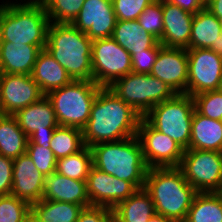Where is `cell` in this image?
I'll return each instance as SVG.
<instances>
[{"label":"cell","instance_id":"cell-23","mask_svg":"<svg viewBox=\"0 0 222 222\" xmlns=\"http://www.w3.org/2000/svg\"><path fill=\"white\" fill-rule=\"evenodd\" d=\"M188 149L222 152V121L205 117L194 110Z\"/></svg>","mask_w":222,"mask_h":222},{"label":"cell","instance_id":"cell-35","mask_svg":"<svg viewBox=\"0 0 222 222\" xmlns=\"http://www.w3.org/2000/svg\"><path fill=\"white\" fill-rule=\"evenodd\" d=\"M137 20L141 27L159 41L162 38L164 26L162 0H155L148 5Z\"/></svg>","mask_w":222,"mask_h":222},{"label":"cell","instance_id":"cell-39","mask_svg":"<svg viewBox=\"0 0 222 222\" xmlns=\"http://www.w3.org/2000/svg\"><path fill=\"white\" fill-rule=\"evenodd\" d=\"M77 222H114L113 210L104 206L84 207Z\"/></svg>","mask_w":222,"mask_h":222},{"label":"cell","instance_id":"cell-7","mask_svg":"<svg viewBox=\"0 0 222 222\" xmlns=\"http://www.w3.org/2000/svg\"><path fill=\"white\" fill-rule=\"evenodd\" d=\"M194 110L192 96L176 94L173 98L155 105L143 118L186 150L189 148Z\"/></svg>","mask_w":222,"mask_h":222},{"label":"cell","instance_id":"cell-49","mask_svg":"<svg viewBox=\"0 0 222 222\" xmlns=\"http://www.w3.org/2000/svg\"><path fill=\"white\" fill-rule=\"evenodd\" d=\"M2 115H3V112L0 110V118H1Z\"/></svg>","mask_w":222,"mask_h":222},{"label":"cell","instance_id":"cell-26","mask_svg":"<svg viewBox=\"0 0 222 222\" xmlns=\"http://www.w3.org/2000/svg\"><path fill=\"white\" fill-rule=\"evenodd\" d=\"M155 214L152 198L144 188L113 209L114 222H148Z\"/></svg>","mask_w":222,"mask_h":222},{"label":"cell","instance_id":"cell-4","mask_svg":"<svg viewBox=\"0 0 222 222\" xmlns=\"http://www.w3.org/2000/svg\"><path fill=\"white\" fill-rule=\"evenodd\" d=\"M72 80H92V40L71 23H50L45 48Z\"/></svg>","mask_w":222,"mask_h":222},{"label":"cell","instance_id":"cell-48","mask_svg":"<svg viewBox=\"0 0 222 222\" xmlns=\"http://www.w3.org/2000/svg\"><path fill=\"white\" fill-rule=\"evenodd\" d=\"M205 4L209 1V0H202Z\"/></svg>","mask_w":222,"mask_h":222},{"label":"cell","instance_id":"cell-22","mask_svg":"<svg viewBox=\"0 0 222 222\" xmlns=\"http://www.w3.org/2000/svg\"><path fill=\"white\" fill-rule=\"evenodd\" d=\"M31 77L44 95L72 81L66 70L46 49H42L38 54Z\"/></svg>","mask_w":222,"mask_h":222},{"label":"cell","instance_id":"cell-30","mask_svg":"<svg viewBox=\"0 0 222 222\" xmlns=\"http://www.w3.org/2000/svg\"><path fill=\"white\" fill-rule=\"evenodd\" d=\"M92 165L91 148L85 145L80 151L58 159L55 172L71 179L86 181Z\"/></svg>","mask_w":222,"mask_h":222},{"label":"cell","instance_id":"cell-21","mask_svg":"<svg viewBox=\"0 0 222 222\" xmlns=\"http://www.w3.org/2000/svg\"><path fill=\"white\" fill-rule=\"evenodd\" d=\"M40 51L36 45L0 41V73L31 75Z\"/></svg>","mask_w":222,"mask_h":222},{"label":"cell","instance_id":"cell-33","mask_svg":"<svg viewBox=\"0 0 222 222\" xmlns=\"http://www.w3.org/2000/svg\"><path fill=\"white\" fill-rule=\"evenodd\" d=\"M195 110L208 118L222 121V92L206 91L193 96Z\"/></svg>","mask_w":222,"mask_h":222},{"label":"cell","instance_id":"cell-47","mask_svg":"<svg viewBox=\"0 0 222 222\" xmlns=\"http://www.w3.org/2000/svg\"><path fill=\"white\" fill-rule=\"evenodd\" d=\"M218 90L222 92V76H221V79H220Z\"/></svg>","mask_w":222,"mask_h":222},{"label":"cell","instance_id":"cell-41","mask_svg":"<svg viewBox=\"0 0 222 222\" xmlns=\"http://www.w3.org/2000/svg\"><path fill=\"white\" fill-rule=\"evenodd\" d=\"M169 3L176 5L186 12L195 14L205 8V3L202 0H166Z\"/></svg>","mask_w":222,"mask_h":222},{"label":"cell","instance_id":"cell-5","mask_svg":"<svg viewBox=\"0 0 222 222\" xmlns=\"http://www.w3.org/2000/svg\"><path fill=\"white\" fill-rule=\"evenodd\" d=\"M50 24L46 10L37 1L0 5V38L11 43L46 48Z\"/></svg>","mask_w":222,"mask_h":222},{"label":"cell","instance_id":"cell-10","mask_svg":"<svg viewBox=\"0 0 222 222\" xmlns=\"http://www.w3.org/2000/svg\"><path fill=\"white\" fill-rule=\"evenodd\" d=\"M179 168L197 192H222V152L186 149Z\"/></svg>","mask_w":222,"mask_h":222},{"label":"cell","instance_id":"cell-9","mask_svg":"<svg viewBox=\"0 0 222 222\" xmlns=\"http://www.w3.org/2000/svg\"><path fill=\"white\" fill-rule=\"evenodd\" d=\"M92 80L109 87L132 72V58L112 37L92 40Z\"/></svg>","mask_w":222,"mask_h":222},{"label":"cell","instance_id":"cell-16","mask_svg":"<svg viewBox=\"0 0 222 222\" xmlns=\"http://www.w3.org/2000/svg\"><path fill=\"white\" fill-rule=\"evenodd\" d=\"M150 75L160 79L177 94H187V49L162 46Z\"/></svg>","mask_w":222,"mask_h":222},{"label":"cell","instance_id":"cell-8","mask_svg":"<svg viewBox=\"0 0 222 222\" xmlns=\"http://www.w3.org/2000/svg\"><path fill=\"white\" fill-rule=\"evenodd\" d=\"M113 93L144 117L155 105L173 98L177 93L160 79L131 72L108 87Z\"/></svg>","mask_w":222,"mask_h":222},{"label":"cell","instance_id":"cell-2","mask_svg":"<svg viewBox=\"0 0 222 222\" xmlns=\"http://www.w3.org/2000/svg\"><path fill=\"white\" fill-rule=\"evenodd\" d=\"M144 189L152 198L155 213L173 222H185L198 193L179 167L149 168Z\"/></svg>","mask_w":222,"mask_h":222},{"label":"cell","instance_id":"cell-38","mask_svg":"<svg viewBox=\"0 0 222 222\" xmlns=\"http://www.w3.org/2000/svg\"><path fill=\"white\" fill-rule=\"evenodd\" d=\"M161 47L158 41L152 48L132 54V72L150 74Z\"/></svg>","mask_w":222,"mask_h":222},{"label":"cell","instance_id":"cell-44","mask_svg":"<svg viewBox=\"0 0 222 222\" xmlns=\"http://www.w3.org/2000/svg\"><path fill=\"white\" fill-rule=\"evenodd\" d=\"M210 49L222 57V34L220 35V39L216 41V45H212Z\"/></svg>","mask_w":222,"mask_h":222},{"label":"cell","instance_id":"cell-12","mask_svg":"<svg viewBox=\"0 0 222 222\" xmlns=\"http://www.w3.org/2000/svg\"><path fill=\"white\" fill-rule=\"evenodd\" d=\"M187 94L218 90L222 76V57L211 49H187Z\"/></svg>","mask_w":222,"mask_h":222},{"label":"cell","instance_id":"cell-37","mask_svg":"<svg viewBox=\"0 0 222 222\" xmlns=\"http://www.w3.org/2000/svg\"><path fill=\"white\" fill-rule=\"evenodd\" d=\"M155 0H112L117 20H137L139 15Z\"/></svg>","mask_w":222,"mask_h":222},{"label":"cell","instance_id":"cell-24","mask_svg":"<svg viewBox=\"0 0 222 222\" xmlns=\"http://www.w3.org/2000/svg\"><path fill=\"white\" fill-rule=\"evenodd\" d=\"M112 38L130 55L150 49L158 42L140 26L138 20H117Z\"/></svg>","mask_w":222,"mask_h":222},{"label":"cell","instance_id":"cell-20","mask_svg":"<svg viewBox=\"0 0 222 222\" xmlns=\"http://www.w3.org/2000/svg\"><path fill=\"white\" fill-rule=\"evenodd\" d=\"M13 116L27 137L34 132H54L58 126L52 103L46 95Z\"/></svg>","mask_w":222,"mask_h":222},{"label":"cell","instance_id":"cell-11","mask_svg":"<svg viewBox=\"0 0 222 222\" xmlns=\"http://www.w3.org/2000/svg\"><path fill=\"white\" fill-rule=\"evenodd\" d=\"M137 136L149 168L180 166L185 150L172 138L153 128L143 117L139 122Z\"/></svg>","mask_w":222,"mask_h":222},{"label":"cell","instance_id":"cell-43","mask_svg":"<svg viewBox=\"0 0 222 222\" xmlns=\"http://www.w3.org/2000/svg\"><path fill=\"white\" fill-rule=\"evenodd\" d=\"M205 8L222 21V0H209L205 4Z\"/></svg>","mask_w":222,"mask_h":222},{"label":"cell","instance_id":"cell-46","mask_svg":"<svg viewBox=\"0 0 222 222\" xmlns=\"http://www.w3.org/2000/svg\"><path fill=\"white\" fill-rule=\"evenodd\" d=\"M148 222H173L167 217L155 214L152 218L148 220Z\"/></svg>","mask_w":222,"mask_h":222},{"label":"cell","instance_id":"cell-31","mask_svg":"<svg viewBox=\"0 0 222 222\" xmlns=\"http://www.w3.org/2000/svg\"><path fill=\"white\" fill-rule=\"evenodd\" d=\"M50 143V149L57 160L76 153L85 146L81 129L60 125L55 128Z\"/></svg>","mask_w":222,"mask_h":222},{"label":"cell","instance_id":"cell-27","mask_svg":"<svg viewBox=\"0 0 222 222\" xmlns=\"http://www.w3.org/2000/svg\"><path fill=\"white\" fill-rule=\"evenodd\" d=\"M28 137L13 115L3 114L0 118V155L16 159L26 154Z\"/></svg>","mask_w":222,"mask_h":222},{"label":"cell","instance_id":"cell-15","mask_svg":"<svg viewBox=\"0 0 222 222\" xmlns=\"http://www.w3.org/2000/svg\"><path fill=\"white\" fill-rule=\"evenodd\" d=\"M116 22L112 0H85L71 24L95 40L112 37Z\"/></svg>","mask_w":222,"mask_h":222},{"label":"cell","instance_id":"cell-32","mask_svg":"<svg viewBox=\"0 0 222 222\" xmlns=\"http://www.w3.org/2000/svg\"><path fill=\"white\" fill-rule=\"evenodd\" d=\"M53 23H72L85 0H37ZM54 21H53V20Z\"/></svg>","mask_w":222,"mask_h":222},{"label":"cell","instance_id":"cell-17","mask_svg":"<svg viewBox=\"0 0 222 222\" xmlns=\"http://www.w3.org/2000/svg\"><path fill=\"white\" fill-rule=\"evenodd\" d=\"M45 176L36 168L32 159L21 155L13 159V183L11 195L29 203L42 199Z\"/></svg>","mask_w":222,"mask_h":222},{"label":"cell","instance_id":"cell-29","mask_svg":"<svg viewBox=\"0 0 222 222\" xmlns=\"http://www.w3.org/2000/svg\"><path fill=\"white\" fill-rule=\"evenodd\" d=\"M81 205L41 199L31 205V210L42 222H77Z\"/></svg>","mask_w":222,"mask_h":222},{"label":"cell","instance_id":"cell-6","mask_svg":"<svg viewBox=\"0 0 222 222\" xmlns=\"http://www.w3.org/2000/svg\"><path fill=\"white\" fill-rule=\"evenodd\" d=\"M93 80H72L49 92L55 116L60 126L83 129L90 118L91 106L101 89Z\"/></svg>","mask_w":222,"mask_h":222},{"label":"cell","instance_id":"cell-3","mask_svg":"<svg viewBox=\"0 0 222 222\" xmlns=\"http://www.w3.org/2000/svg\"><path fill=\"white\" fill-rule=\"evenodd\" d=\"M92 164L97 169L131 182L138 190L145 186L147 166L138 136L90 147Z\"/></svg>","mask_w":222,"mask_h":222},{"label":"cell","instance_id":"cell-19","mask_svg":"<svg viewBox=\"0 0 222 222\" xmlns=\"http://www.w3.org/2000/svg\"><path fill=\"white\" fill-rule=\"evenodd\" d=\"M42 199L91 206L86 181L68 178L57 172L45 176Z\"/></svg>","mask_w":222,"mask_h":222},{"label":"cell","instance_id":"cell-1","mask_svg":"<svg viewBox=\"0 0 222 222\" xmlns=\"http://www.w3.org/2000/svg\"><path fill=\"white\" fill-rule=\"evenodd\" d=\"M141 118L108 87H102L92 103L90 118L82 129L84 144L91 147L136 136Z\"/></svg>","mask_w":222,"mask_h":222},{"label":"cell","instance_id":"cell-36","mask_svg":"<svg viewBox=\"0 0 222 222\" xmlns=\"http://www.w3.org/2000/svg\"><path fill=\"white\" fill-rule=\"evenodd\" d=\"M26 154L44 176H49L55 172L57 159L50 148L35 143H27Z\"/></svg>","mask_w":222,"mask_h":222},{"label":"cell","instance_id":"cell-34","mask_svg":"<svg viewBox=\"0 0 222 222\" xmlns=\"http://www.w3.org/2000/svg\"><path fill=\"white\" fill-rule=\"evenodd\" d=\"M31 205L11 194L0 196V222H22Z\"/></svg>","mask_w":222,"mask_h":222},{"label":"cell","instance_id":"cell-14","mask_svg":"<svg viewBox=\"0 0 222 222\" xmlns=\"http://www.w3.org/2000/svg\"><path fill=\"white\" fill-rule=\"evenodd\" d=\"M86 186L91 205L112 210L138 190L131 182L109 175L93 165L89 170Z\"/></svg>","mask_w":222,"mask_h":222},{"label":"cell","instance_id":"cell-42","mask_svg":"<svg viewBox=\"0 0 222 222\" xmlns=\"http://www.w3.org/2000/svg\"><path fill=\"white\" fill-rule=\"evenodd\" d=\"M53 132H34L28 137L27 143H35L36 145L50 148Z\"/></svg>","mask_w":222,"mask_h":222},{"label":"cell","instance_id":"cell-18","mask_svg":"<svg viewBox=\"0 0 222 222\" xmlns=\"http://www.w3.org/2000/svg\"><path fill=\"white\" fill-rule=\"evenodd\" d=\"M163 34L162 46L189 49L194 14L162 0Z\"/></svg>","mask_w":222,"mask_h":222},{"label":"cell","instance_id":"cell-25","mask_svg":"<svg viewBox=\"0 0 222 222\" xmlns=\"http://www.w3.org/2000/svg\"><path fill=\"white\" fill-rule=\"evenodd\" d=\"M222 34V22L207 8L194 14L189 49H210Z\"/></svg>","mask_w":222,"mask_h":222},{"label":"cell","instance_id":"cell-13","mask_svg":"<svg viewBox=\"0 0 222 222\" xmlns=\"http://www.w3.org/2000/svg\"><path fill=\"white\" fill-rule=\"evenodd\" d=\"M43 96L31 75L0 73V110L3 114L14 115Z\"/></svg>","mask_w":222,"mask_h":222},{"label":"cell","instance_id":"cell-45","mask_svg":"<svg viewBox=\"0 0 222 222\" xmlns=\"http://www.w3.org/2000/svg\"><path fill=\"white\" fill-rule=\"evenodd\" d=\"M22 222H42L37 215L30 210V212L25 216L24 220Z\"/></svg>","mask_w":222,"mask_h":222},{"label":"cell","instance_id":"cell-40","mask_svg":"<svg viewBox=\"0 0 222 222\" xmlns=\"http://www.w3.org/2000/svg\"><path fill=\"white\" fill-rule=\"evenodd\" d=\"M13 183V159L0 155V196L9 195Z\"/></svg>","mask_w":222,"mask_h":222},{"label":"cell","instance_id":"cell-28","mask_svg":"<svg viewBox=\"0 0 222 222\" xmlns=\"http://www.w3.org/2000/svg\"><path fill=\"white\" fill-rule=\"evenodd\" d=\"M185 222H222V192H198Z\"/></svg>","mask_w":222,"mask_h":222}]
</instances>
